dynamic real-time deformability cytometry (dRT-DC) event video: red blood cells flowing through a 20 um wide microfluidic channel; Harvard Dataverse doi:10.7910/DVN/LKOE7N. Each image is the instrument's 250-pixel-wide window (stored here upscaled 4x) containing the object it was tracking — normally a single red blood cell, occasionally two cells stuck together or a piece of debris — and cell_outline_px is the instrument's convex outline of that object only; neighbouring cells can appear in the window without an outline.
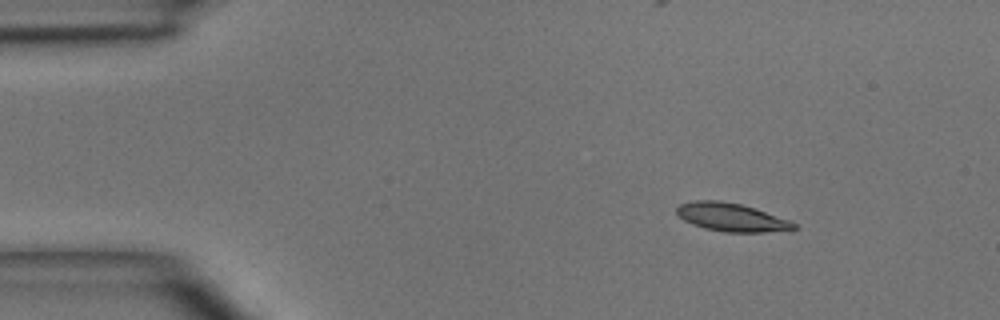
{"species": "common noctule bat (a hibernating species)", "species_latin": "Nyctalus noctula", "temperature_condition": "room temperature", "stored_images_in_passage": 3, "camera_frame_rate_fps": 3000, "um_per_image_px": 0.085, "animal": {"sex": "male", "body_mass_g": 15.6}, "frame": {"image": 1, "passage_image": 1, "time_ms": 0.0, "image_size_px": [1000, 320], "cell_outline_px": [[800, 228], [764, 232], [724, 232], [704, 228], [692, 224], [684, 220], [676, 212], [676, 208], [680, 204], [692, 200], [720, 200], [740, 204], [756, 208], [788, 220], [796, 224]], "centroid_in_image_um": [62.15, 18.46], "position_along_channel_um": 22.9, "area_um2": 19.25}}
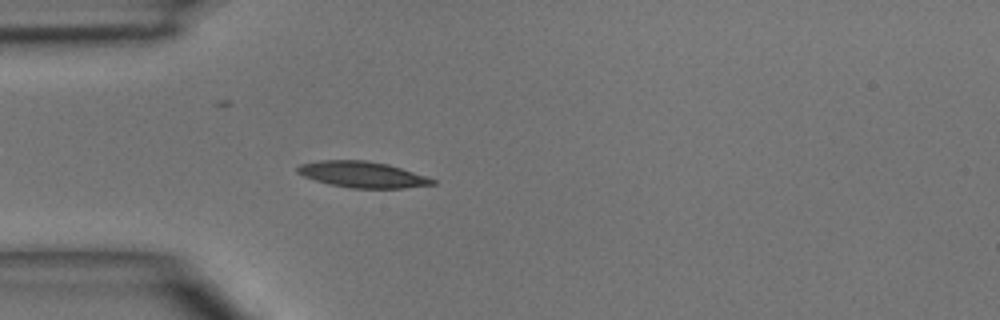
{"frame": {"image": 2, "passage_image": 3, "time_ms": 2.333, "image_size_px": [1000, 320], "cell_outline_px": [[436, 184], [404, 188], [348, 188], [328, 184], [304, 176], [296, 172], [296, 168], [300, 164], [320, 160], [364, 160], [388, 164], [428, 176], [436, 180]], "centroid_in_image_um": [30.82, 14.83], "position_along_channel_um": 54.2, "area_um2": 20.63}}